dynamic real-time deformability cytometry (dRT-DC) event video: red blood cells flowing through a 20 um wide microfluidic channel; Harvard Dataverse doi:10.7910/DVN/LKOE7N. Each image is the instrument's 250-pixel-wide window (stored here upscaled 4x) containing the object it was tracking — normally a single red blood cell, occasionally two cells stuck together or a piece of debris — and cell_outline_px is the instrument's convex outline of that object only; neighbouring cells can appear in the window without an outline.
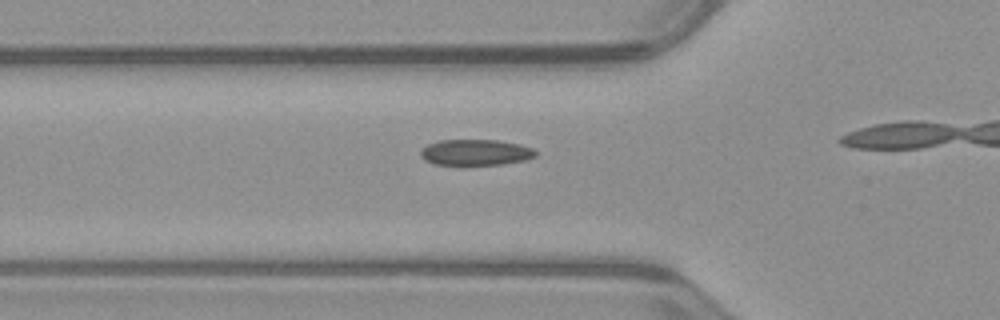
{"species": "common noctule bat (a hibernating species)", "species_latin": "Nyctalus noctula", "temperature_condition": "warm", "stored_images_in_passage": 15, "camera_frame_rate_fps": 3000, "um_per_image_px": 0.085, "animal": {"sex": "male", "body_mass_g": 23.1, "forearm_length_mm": 52.7}, "frame": {"image": 1, "passage_image": 11, "time_ms": 3.333, "image_size_px": [1000, 320], "cell_outline_px": [[536, 156], [524, 160], [504, 164], [436, 164], [424, 160], [420, 156], [420, 152], [428, 144], [440, 140], [496, 140], [520, 144], [532, 148], [536, 152]], "centroid_in_image_um": [40.43, 12.94], "position_along_channel_um": 85.4, "area_um2": 17.17}}